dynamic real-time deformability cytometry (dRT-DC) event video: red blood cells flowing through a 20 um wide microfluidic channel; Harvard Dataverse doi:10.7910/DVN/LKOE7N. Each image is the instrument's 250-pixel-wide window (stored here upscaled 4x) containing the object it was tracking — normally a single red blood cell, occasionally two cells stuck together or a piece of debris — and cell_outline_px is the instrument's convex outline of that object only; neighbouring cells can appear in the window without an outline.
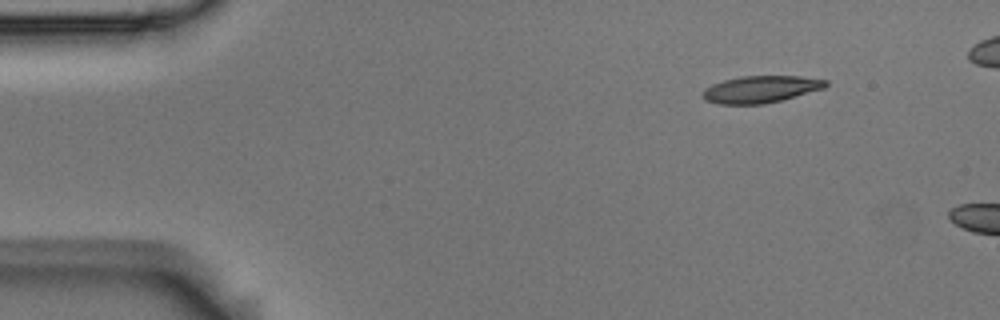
{"species": "Egyptian fruit bat (a non-hibernating species)", "species_latin": "Rousettus aegyptiacus", "temperature_condition": "room temperature", "stored_images_in_passage": 3, "camera_frame_rate_fps": 3000, "um_per_image_px": 0.085, "animal": {"sex": "male"}, "frame": {"image": 1, "passage_image": 1, "time_ms": 0.0, "image_size_px": [1000, 320], "cell_outline_px": [[828, 84], [824, 88], [780, 100], [764, 104], [720, 104], [704, 100], [704, 88], [712, 84], [724, 80], [740, 76], [800, 76], [828, 80]], "centroid_in_image_um": [64.66, 7.58], "position_along_channel_um": 20.3, "area_um2": 19.19}}